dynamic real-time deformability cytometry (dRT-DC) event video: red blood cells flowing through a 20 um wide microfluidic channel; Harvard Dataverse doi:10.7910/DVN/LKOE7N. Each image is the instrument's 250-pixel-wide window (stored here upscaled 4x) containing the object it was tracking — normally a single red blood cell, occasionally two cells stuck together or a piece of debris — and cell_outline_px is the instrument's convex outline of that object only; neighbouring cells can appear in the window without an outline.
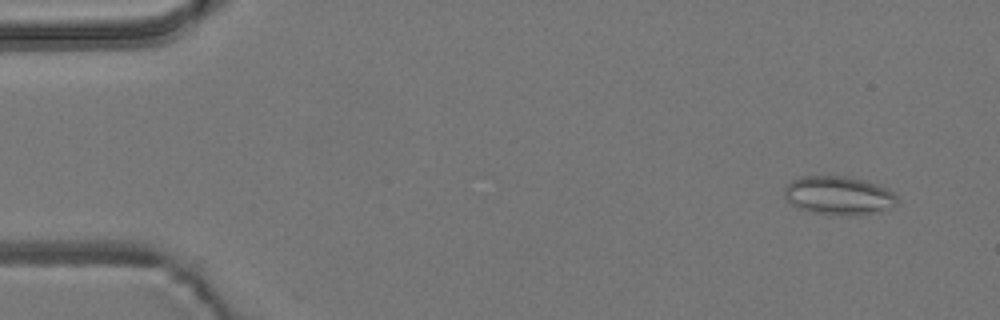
{"species": "common noctule bat (a hibernating species)", "species_latin": "Nyctalus noctula", "temperature_condition": "room temperature", "stored_images_in_passage": 22, "camera_frame_rate_fps": 3000, "um_per_image_px": 0.085, "animal": {"sex": "male", "body_mass_g": 19.2, "forearm_length_mm": 51.8}, "frame": {"image": 1, "passage_image": 1, "time_ms": 0.0, "image_size_px": [1000, 320], "cell_outline_px": [[900, 204], [872, 212], [812, 212], [800, 208], [784, 200], [784, 188], [792, 180], [800, 176], [844, 176], [876, 184], [888, 188], [900, 200]], "centroid_in_image_um": [71.24, 16.56], "position_along_channel_um": 13.8, "area_um2": 24.33}}
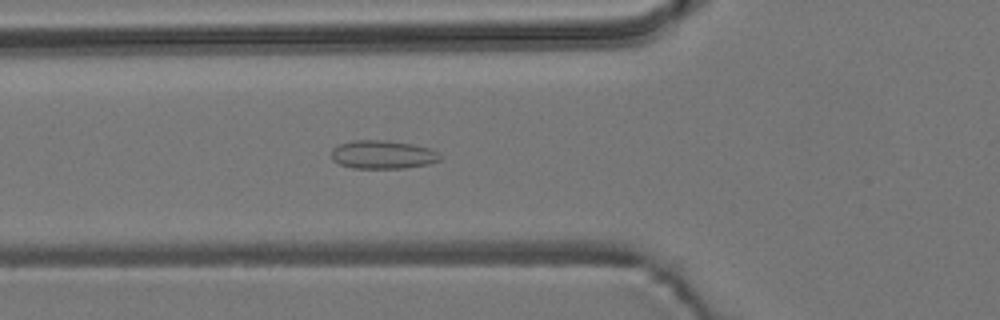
{"frame": {"image": 2, "passage_image": 17, "time_ms": 5.333, "image_size_px": [1000, 320], "cell_outline_px": [[440, 160], [428, 164], [404, 168], [352, 168], [340, 164], [332, 160], [332, 148], [340, 144], [352, 140], [388, 140], [412, 144], [428, 148], [436, 152], [440, 156]], "centroid_in_image_um": [32.5, 13.14], "position_along_channel_um": 93.3, "area_um2": 17.92}}
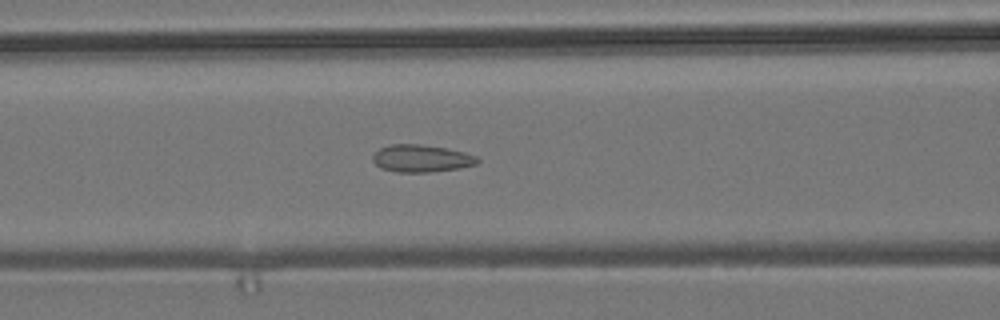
{"frame": {"image": 3, "passage_image": 20, "time_ms": 6.333, "image_size_px": [1000, 320], "cell_outline_px": [[480, 160], [476, 164], [460, 168], [428, 172], [396, 172], [380, 168], [372, 160], [372, 156], [380, 148], [392, 144], [416, 144], [444, 148], [464, 152], [476, 156]], "centroid_in_image_um": [35.8, 13.47], "position_along_channel_um": 130.8, "area_um2": 16.53}}